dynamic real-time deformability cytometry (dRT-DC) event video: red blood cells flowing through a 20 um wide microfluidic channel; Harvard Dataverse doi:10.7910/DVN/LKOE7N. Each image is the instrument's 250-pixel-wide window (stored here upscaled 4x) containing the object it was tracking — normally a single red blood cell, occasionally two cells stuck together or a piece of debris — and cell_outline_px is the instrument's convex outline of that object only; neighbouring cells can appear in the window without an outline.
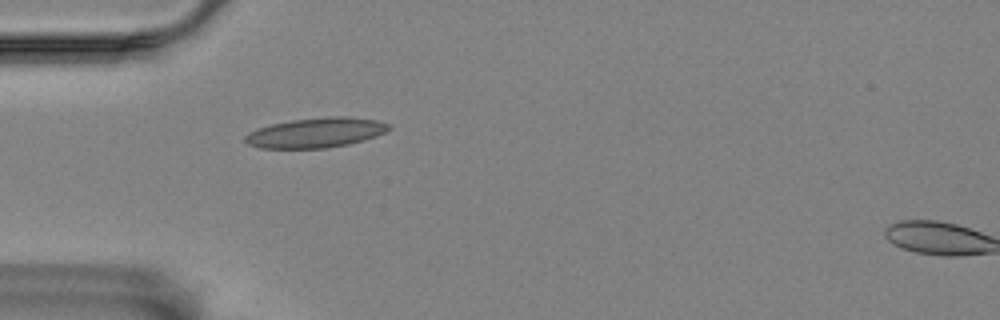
{"species": "Egyptian fruit bat (a non-hibernating species)", "species_latin": "Rousettus aegyptiacus", "temperature_condition": "room temperature", "stored_images_in_passage": 2, "camera_frame_rate_fps": 3000, "um_per_image_px": 0.085, "animal": {"sex": "female"}, "frame": {"image": 1, "passage_image": 1, "time_ms": 0.0, "image_size_px": [1000, 320], "cell_outline_px": [[392, 128], [376, 136], [348, 144], [324, 148], [260, 148], [248, 144], [244, 140], [244, 136], [248, 132], [256, 128], [272, 124], [292, 120], [328, 116], [348, 116], [376, 120], [388, 124]], "centroid_in_image_um": [26.82, 11.27], "position_along_channel_um": 58.2, "area_um2": 24.97}}